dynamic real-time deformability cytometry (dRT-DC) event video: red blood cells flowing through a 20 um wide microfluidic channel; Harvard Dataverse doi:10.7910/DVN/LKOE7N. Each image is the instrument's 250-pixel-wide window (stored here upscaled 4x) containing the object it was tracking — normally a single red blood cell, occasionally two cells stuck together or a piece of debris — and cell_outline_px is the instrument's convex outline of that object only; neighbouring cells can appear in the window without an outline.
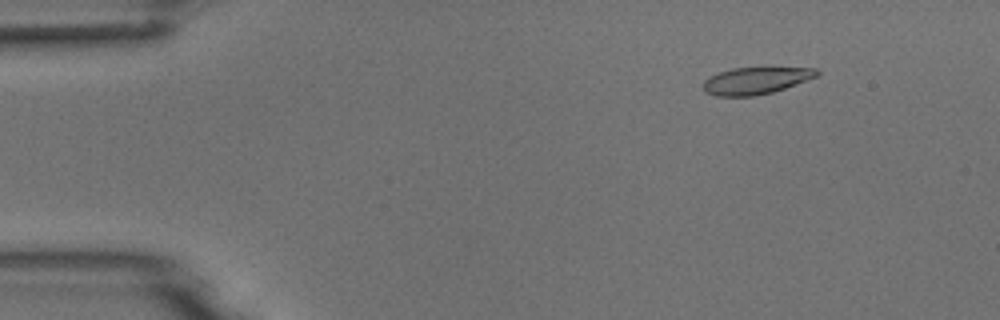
{"species": "common noctule bat (a hibernating species)", "species_latin": "Nyctalus noctula", "temperature_condition": "room temperature", "stored_images_in_passage": 7, "camera_frame_rate_fps": 3000, "um_per_image_px": 0.085, "animal": {"sex": "male", "body_mass_g": 18.8}, "frame": {"image": 1, "passage_image": 2, "time_ms": 1.0, "image_size_px": [1000, 320], "cell_outline_px": [[820, 72], [816, 76], [784, 88], [772, 92], [752, 96], [716, 96], [704, 92], [704, 80], [720, 72], [732, 68], [816, 68]], "centroid_in_image_um": [64.21, 6.86], "position_along_channel_um": 20.8, "area_um2": 17.46}}
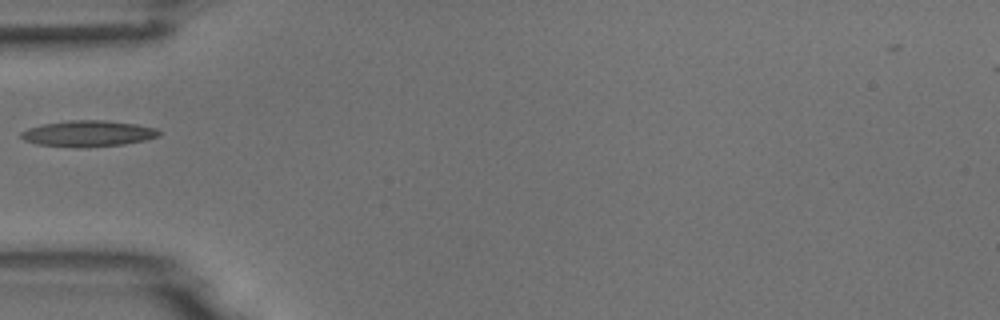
{"frame": {"image": 2, "passage_image": 5, "time_ms": 4.667, "image_size_px": [1000, 320], "cell_outline_px": [[160, 136], [144, 140], [124, 144], [84, 148], [80, 148], [36, 144], [24, 140], [20, 136], [20, 132], [28, 128], [44, 124], [72, 120], [104, 120], [136, 124], [156, 128], [160, 132]], "centroid_in_image_um": [7.48, 11.36], "position_along_channel_um": 77.5, "area_um2": 20.98}}